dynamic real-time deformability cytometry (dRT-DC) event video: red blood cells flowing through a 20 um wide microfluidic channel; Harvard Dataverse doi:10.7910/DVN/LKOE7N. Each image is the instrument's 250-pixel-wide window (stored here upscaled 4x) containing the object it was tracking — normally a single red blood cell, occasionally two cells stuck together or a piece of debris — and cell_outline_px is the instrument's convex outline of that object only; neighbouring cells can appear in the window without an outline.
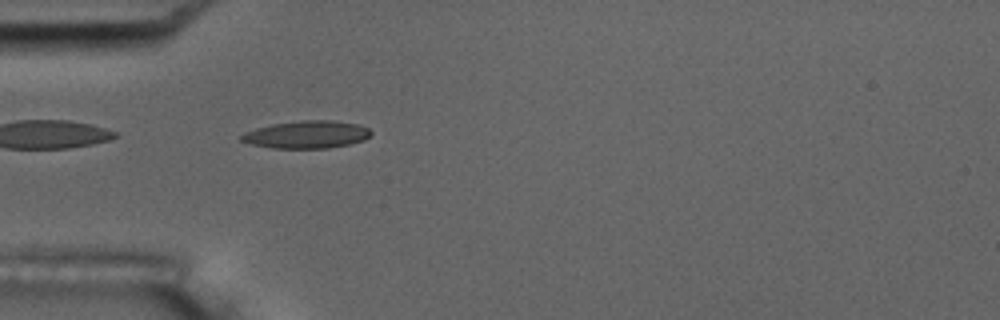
{"species": "common noctule bat (a hibernating species)", "species_latin": "Nyctalus noctula", "temperature_condition": "room temperature", "stored_images_in_passage": 6, "camera_frame_rate_fps": 3000, "um_per_image_px": 0.085, "animal": {"sex": "male", "body_mass_g": 17.5, "forearm_length_mm": 52.3}, "frame": {"image": 1, "passage_image": 6, "time_ms": 5.667, "image_size_px": [1000, 320], "cell_outline_px": [[372, 132], [364, 140], [348, 144], [328, 148], [272, 148], [252, 144], [240, 140], [240, 136], [244, 132], [256, 128], [272, 124], [300, 120], [332, 120], [356, 124], [368, 128]], "centroid_in_image_um": [26.04, 11.43], "position_along_channel_um": 59.0, "area_um2": 20.69}}